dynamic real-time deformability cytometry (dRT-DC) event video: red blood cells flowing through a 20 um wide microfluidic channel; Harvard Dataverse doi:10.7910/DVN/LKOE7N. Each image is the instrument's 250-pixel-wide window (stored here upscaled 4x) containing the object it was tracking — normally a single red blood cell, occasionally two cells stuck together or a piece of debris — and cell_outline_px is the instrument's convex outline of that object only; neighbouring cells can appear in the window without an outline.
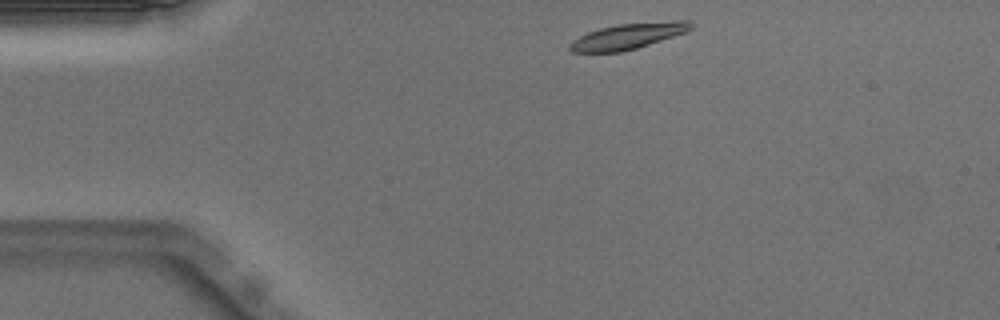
{"species": "Egyptian fruit bat (a non-hibernating species)", "species_latin": "Rousettus aegyptiacus", "temperature_condition": "warm", "stored_images_in_passage": 42, "camera_frame_rate_fps": 3000, "um_per_image_px": 0.085, "animal": {"sex": "male"}, "frame": {"image": 1, "passage_image": 1, "time_ms": 0.0, "image_size_px": [1000, 320], "cell_outline_px": [[692, 28], [684, 32], [636, 48], [620, 52], [572, 52], [568, 48], [568, 44], [572, 40], [588, 32], [600, 28], [616, 24], [672, 20], [688, 20], [692, 24]], "centroid_in_image_um": [53.34, 3.06], "position_along_channel_um": 31.7, "area_um2": 18.03}}
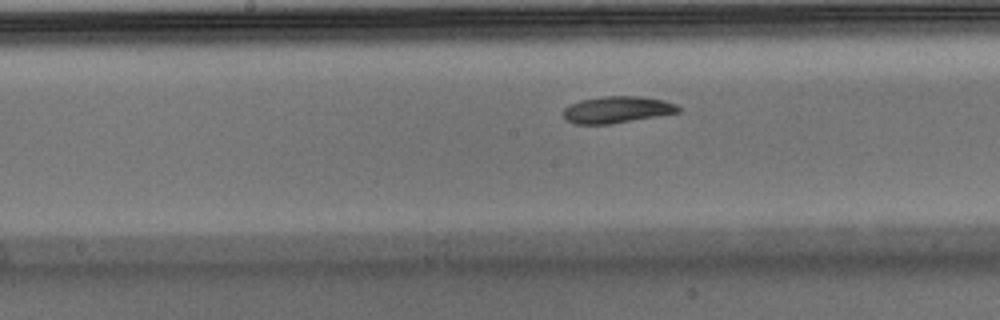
{"frame": {"image": 2, "passage_image": 17, "time_ms": 5.333, "image_size_px": [1000, 320], "cell_outline_px": [[680, 112], [612, 124], [576, 124], [564, 120], [564, 108], [568, 104], [580, 100], [604, 96], [640, 96], [664, 100], [676, 104], [680, 108]], "centroid_in_image_um": [52.42, 9.32], "position_along_channel_um": 195.8, "area_um2": 18.03}}
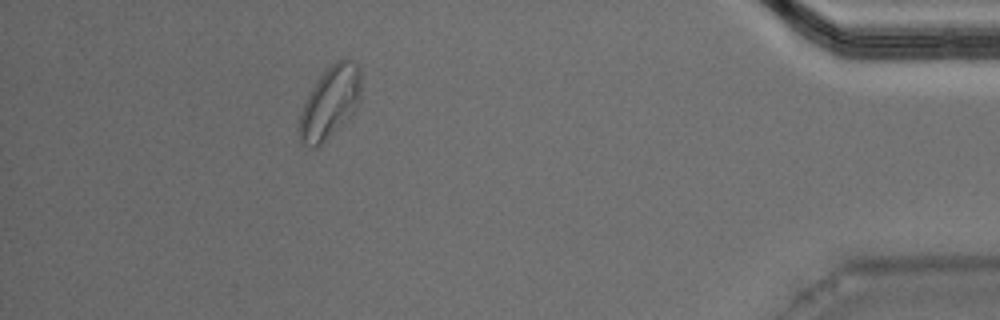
{"frame": {"image": 3, "passage_image": 37, "time_ms": 12.0, "image_size_px": [1000, 320], "cell_outline_px": [[360, 100], [352, 116], [316, 148], [312, 148], [300, 144], [296, 128], [300, 112], [312, 88], [320, 76], [336, 60], [348, 60], [356, 64], [360, 72]], "centroid_in_image_um": [28.01, 8.78], "position_along_channel_um": 407.2, "area_um2": 25.95}, "authors_computed_cell_mechanics": {"area_um2": 18.6116, "velocity_mm_per_s": 3.9502, "shape_relaxation_time_tau1_ms": 3.9214, "shape_relaxation_time_tau2_ms": null, "deformation_change_tau1": 0.1334, "deformation_change_tau2": null}}